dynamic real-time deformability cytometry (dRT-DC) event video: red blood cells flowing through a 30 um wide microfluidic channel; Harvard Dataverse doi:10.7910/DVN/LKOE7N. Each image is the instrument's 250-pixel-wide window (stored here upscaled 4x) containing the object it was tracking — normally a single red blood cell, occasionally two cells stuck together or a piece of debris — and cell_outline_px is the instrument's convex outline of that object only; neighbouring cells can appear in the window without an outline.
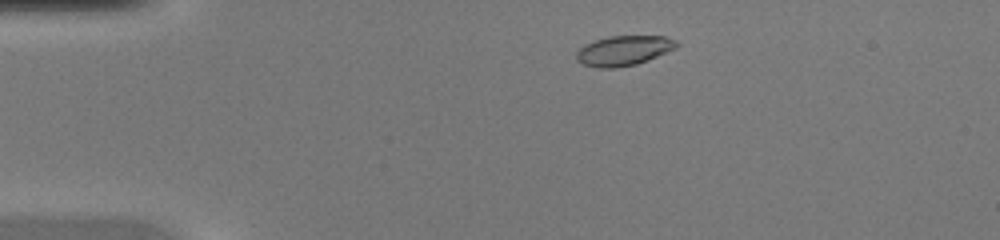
{"species": "common noctule bat (a hibernating species)", "species_latin": "Nyctalus noctula", "temperature_condition": "warm", "stored_images_in_passage": 42, "camera_frame_rate_fps": 3000, "um_per_image_px": 0.085, "animal": {"sex": "female", "body_mass_g": 20.0, "forearm_length_mm": 54.0}, "frame": {"image": 1, "passage_image": 5, "time_ms": 1.333, "image_size_px": [1000, 240], "cell_outline_px": [[680, 44], [676, 48], [648, 60], [636, 64], [616, 68], [596, 68], [584, 64], [576, 60], [576, 52], [584, 44], [608, 36], [664, 36], [676, 40]], "centroid_in_image_um": [53.01, 4.3], "position_along_channel_um": 32.0, "area_um2": 17.51}}
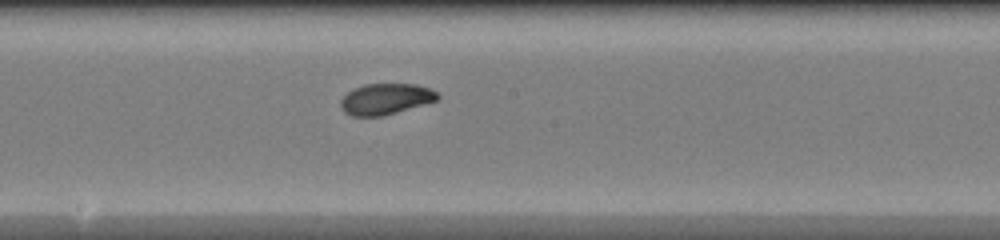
{"frame": {"image": 2, "passage_image": 21, "time_ms": 6.667, "image_size_px": [1000, 240], "cell_outline_px": [[440, 100], [384, 116], [352, 116], [344, 112], [340, 108], [340, 100], [348, 92], [364, 84], [416, 84], [428, 88], [436, 92], [440, 96]], "centroid_in_image_um": [32.8, 8.43], "position_along_channel_um": 215.4, "area_um2": 17.63}}
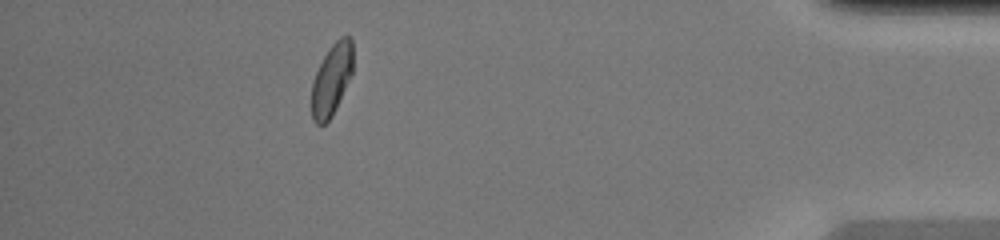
{"frame": {"image": 3, "passage_image": 37, "time_ms": 12.0, "image_size_px": [1000, 240], "cell_outline_px": [[352, 72], [332, 116], [324, 124], [316, 124], [312, 120], [312, 80], [324, 56], [332, 44], [340, 36], [352, 36]], "centroid_in_image_um": [28.18, 6.74], "position_along_channel_um": 407.0, "area_um2": 16.99}}